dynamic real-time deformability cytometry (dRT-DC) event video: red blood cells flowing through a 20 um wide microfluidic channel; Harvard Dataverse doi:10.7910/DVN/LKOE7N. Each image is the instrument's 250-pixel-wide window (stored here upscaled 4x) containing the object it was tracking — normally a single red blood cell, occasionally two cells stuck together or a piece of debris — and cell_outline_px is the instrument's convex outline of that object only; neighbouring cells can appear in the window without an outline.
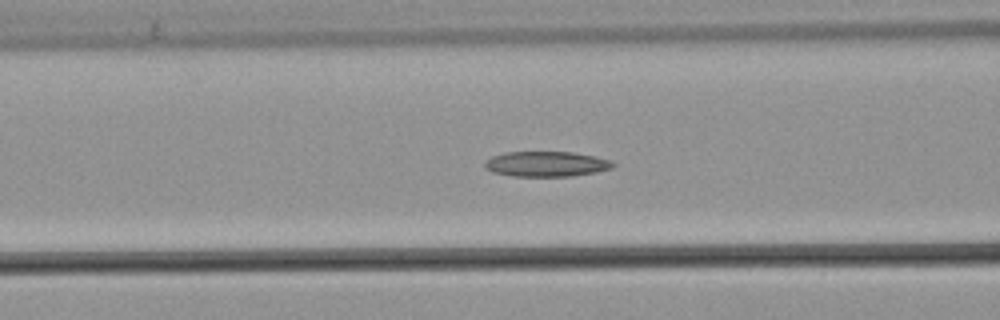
{"species": "common noctule bat (a hibernating species)", "species_latin": "Nyctalus noctula", "temperature_condition": "warm", "stored_images_in_passage": 57, "camera_frame_rate_fps": 3000, "um_per_image_px": 0.085, "animal": {"sex": "male", "body_mass_g": 21.5, "forearm_length_mm": 52.0}, "frame": {"image": 1, "passage_image": 24, "time_ms": 7.667, "image_size_px": [1000, 320], "cell_outline_px": [[616, 164], [612, 168], [596, 172], [572, 176], [512, 176], [492, 172], [484, 168], [484, 160], [492, 156], [504, 152], [572, 152], [596, 156], [612, 160]], "centroid_in_image_um": [46.43, 13.93], "position_along_channel_um": 120.2, "area_um2": 19.07}}
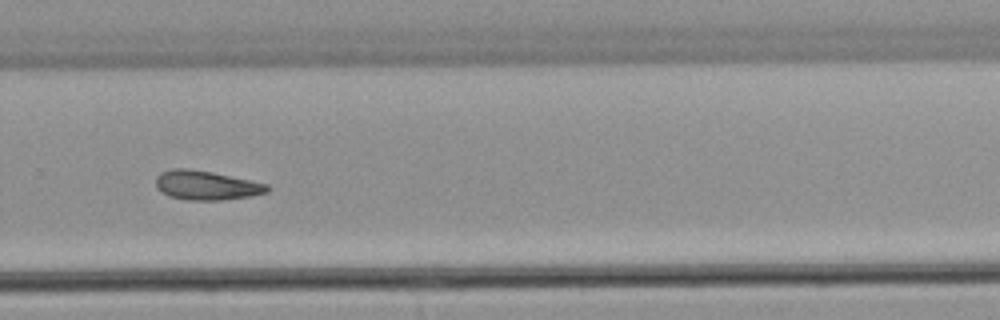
{"frame": {"image": 2, "passage_image": 39, "time_ms": 12.667, "image_size_px": [1000, 320], "cell_outline_px": [[272, 188], [268, 192], [252, 196], [224, 200], [188, 200], [168, 196], [160, 192], [156, 188], [156, 176], [160, 172], [172, 168], [188, 168], [212, 172], [268, 184]], "centroid_in_image_um": [17.53, 15.75], "position_along_channel_um": 312.3, "area_um2": 19.25}}
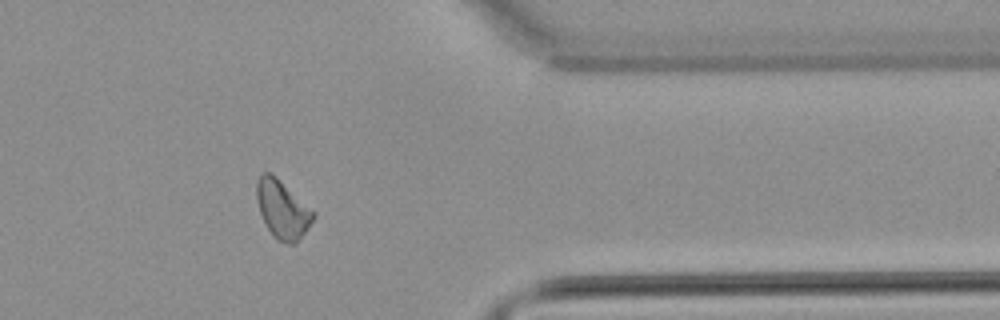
{"frame": {"image": 3, "passage_image": 46, "time_ms": 15.0, "image_size_px": [1000, 320], "cell_outline_px": [[316, 216], [308, 228], [296, 244], [288, 244], [276, 240], [268, 228], [260, 212], [256, 196], [256, 180], [264, 172], [272, 172], [316, 212]], "centroid_in_image_um": [24.03, 17.79], "position_along_channel_um": 387.4, "area_um2": 19.36}}